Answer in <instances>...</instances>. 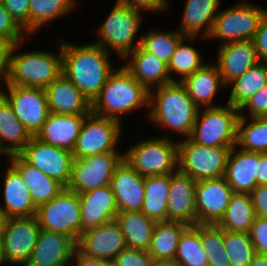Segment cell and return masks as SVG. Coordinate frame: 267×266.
Wrapping results in <instances>:
<instances>
[{
    "label": "cell",
    "instance_id": "40",
    "mask_svg": "<svg viewBox=\"0 0 267 266\" xmlns=\"http://www.w3.org/2000/svg\"><path fill=\"white\" fill-rule=\"evenodd\" d=\"M174 264L176 266H209L199 234V224L188 226L181 234Z\"/></svg>",
    "mask_w": 267,
    "mask_h": 266
},
{
    "label": "cell",
    "instance_id": "20",
    "mask_svg": "<svg viewBox=\"0 0 267 266\" xmlns=\"http://www.w3.org/2000/svg\"><path fill=\"white\" fill-rule=\"evenodd\" d=\"M144 179L124 159L116 167L110 185L119 212L141 211L145 194Z\"/></svg>",
    "mask_w": 267,
    "mask_h": 266
},
{
    "label": "cell",
    "instance_id": "5",
    "mask_svg": "<svg viewBox=\"0 0 267 266\" xmlns=\"http://www.w3.org/2000/svg\"><path fill=\"white\" fill-rule=\"evenodd\" d=\"M144 12L131 8L120 2H115L109 15L96 30V40L93 43L100 45L107 52L123 61L141 43L137 33L144 20Z\"/></svg>",
    "mask_w": 267,
    "mask_h": 266
},
{
    "label": "cell",
    "instance_id": "44",
    "mask_svg": "<svg viewBox=\"0 0 267 266\" xmlns=\"http://www.w3.org/2000/svg\"><path fill=\"white\" fill-rule=\"evenodd\" d=\"M0 36L7 39L12 45L27 41L28 34L13 19L0 0Z\"/></svg>",
    "mask_w": 267,
    "mask_h": 266
},
{
    "label": "cell",
    "instance_id": "18",
    "mask_svg": "<svg viewBox=\"0 0 267 266\" xmlns=\"http://www.w3.org/2000/svg\"><path fill=\"white\" fill-rule=\"evenodd\" d=\"M77 242L66 234L41 229L25 266H64L72 262Z\"/></svg>",
    "mask_w": 267,
    "mask_h": 266
},
{
    "label": "cell",
    "instance_id": "33",
    "mask_svg": "<svg viewBox=\"0 0 267 266\" xmlns=\"http://www.w3.org/2000/svg\"><path fill=\"white\" fill-rule=\"evenodd\" d=\"M144 201L141 212L155 222L167 221L170 174L145 176Z\"/></svg>",
    "mask_w": 267,
    "mask_h": 266
},
{
    "label": "cell",
    "instance_id": "24",
    "mask_svg": "<svg viewBox=\"0 0 267 266\" xmlns=\"http://www.w3.org/2000/svg\"><path fill=\"white\" fill-rule=\"evenodd\" d=\"M2 173V196L3 203L0 206L4 209L8 218L35 216L36 207L32 201L29 187L23 181L19 172L10 164Z\"/></svg>",
    "mask_w": 267,
    "mask_h": 266
},
{
    "label": "cell",
    "instance_id": "27",
    "mask_svg": "<svg viewBox=\"0 0 267 266\" xmlns=\"http://www.w3.org/2000/svg\"><path fill=\"white\" fill-rule=\"evenodd\" d=\"M259 152H249L236 145L229 151L225 179L234 193H251L258 185L256 174Z\"/></svg>",
    "mask_w": 267,
    "mask_h": 266
},
{
    "label": "cell",
    "instance_id": "2",
    "mask_svg": "<svg viewBox=\"0 0 267 266\" xmlns=\"http://www.w3.org/2000/svg\"><path fill=\"white\" fill-rule=\"evenodd\" d=\"M198 111L181 82H172L149 91V110L145 116L153 125L166 129L163 137L172 138L170 134L177 133L180 137L177 139H183L191 136Z\"/></svg>",
    "mask_w": 267,
    "mask_h": 266
},
{
    "label": "cell",
    "instance_id": "35",
    "mask_svg": "<svg viewBox=\"0 0 267 266\" xmlns=\"http://www.w3.org/2000/svg\"><path fill=\"white\" fill-rule=\"evenodd\" d=\"M267 84V63L258 62L243 75L232 80L227 86L230 95L226 103L240 108L250 97L258 93Z\"/></svg>",
    "mask_w": 267,
    "mask_h": 266
},
{
    "label": "cell",
    "instance_id": "32",
    "mask_svg": "<svg viewBox=\"0 0 267 266\" xmlns=\"http://www.w3.org/2000/svg\"><path fill=\"white\" fill-rule=\"evenodd\" d=\"M187 224L177 221L155 223L148 254L155 262L174 263L179 238Z\"/></svg>",
    "mask_w": 267,
    "mask_h": 266
},
{
    "label": "cell",
    "instance_id": "45",
    "mask_svg": "<svg viewBox=\"0 0 267 266\" xmlns=\"http://www.w3.org/2000/svg\"><path fill=\"white\" fill-rule=\"evenodd\" d=\"M13 19L30 37V0H1Z\"/></svg>",
    "mask_w": 267,
    "mask_h": 266
},
{
    "label": "cell",
    "instance_id": "25",
    "mask_svg": "<svg viewBox=\"0 0 267 266\" xmlns=\"http://www.w3.org/2000/svg\"><path fill=\"white\" fill-rule=\"evenodd\" d=\"M124 61L123 66L148 91L172 83L168 64L145 51L140 45Z\"/></svg>",
    "mask_w": 267,
    "mask_h": 266
},
{
    "label": "cell",
    "instance_id": "12",
    "mask_svg": "<svg viewBox=\"0 0 267 266\" xmlns=\"http://www.w3.org/2000/svg\"><path fill=\"white\" fill-rule=\"evenodd\" d=\"M124 159L122 152H106L74 159L67 189L82 194L111 184L116 167Z\"/></svg>",
    "mask_w": 267,
    "mask_h": 266
},
{
    "label": "cell",
    "instance_id": "17",
    "mask_svg": "<svg viewBox=\"0 0 267 266\" xmlns=\"http://www.w3.org/2000/svg\"><path fill=\"white\" fill-rule=\"evenodd\" d=\"M126 248L124 236L115 220L84 231L77 242V249L82 254L99 259L114 260Z\"/></svg>",
    "mask_w": 267,
    "mask_h": 266
},
{
    "label": "cell",
    "instance_id": "22",
    "mask_svg": "<svg viewBox=\"0 0 267 266\" xmlns=\"http://www.w3.org/2000/svg\"><path fill=\"white\" fill-rule=\"evenodd\" d=\"M81 235L84 231L115 220L119 212L111 185L79 194Z\"/></svg>",
    "mask_w": 267,
    "mask_h": 266
},
{
    "label": "cell",
    "instance_id": "43",
    "mask_svg": "<svg viewBox=\"0 0 267 266\" xmlns=\"http://www.w3.org/2000/svg\"><path fill=\"white\" fill-rule=\"evenodd\" d=\"M224 247L231 266H248L257 255L249 233L224 230Z\"/></svg>",
    "mask_w": 267,
    "mask_h": 266
},
{
    "label": "cell",
    "instance_id": "6",
    "mask_svg": "<svg viewBox=\"0 0 267 266\" xmlns=\"http://www.w3.org/2000/svg\"><path fill=\"white\" fill-rule=\"evenodd\" d=\"M153 136L135 141L124 151V160L141 176L167 175L178 171V140ZM174 139V140H173Z\"/></svg>",
    "mask_w": 267,
    "mask_h": 266
},
{
    "label": "cell",
    "instance_id": "46",
    "mask_svg": "<svg viewBox=\"0 0 267 266\" xmlns=\"http://www.w3.org/2000/svg\"><path fill=\"white\" fill-rule=\"evenodd\" d=\"M238 110L240 117L267 116V84L258 93L250 97Z\"/></svg>",
    "mask_w": 267,
    "mask_h": 266
},
{
    "label": "cell",
    "instance_id": "34",
    "mask_svg": "<svg viewBox=\"0 0 267 266\" xmlns=\"http://www.w3.org/2000/svg\"><path fill=\"white\" fill-rule=\"evenodd\" d=\"M32 136L0 94V143L10 155L19 154Z\"/></svg>",
    "mask_w": 267,
    "mask_h": 266
},
{
    "label": "cell",
    "instance_id": "7",
    "mask_svg": "<svg viewBox=\"0 0 267 266\" xmlns=\"http://www.w3.org/2000/svg\"><path fill=\"white\" fill-rule=\"evenodd\" d=\"M200 108L190 138L208 147H234L237 143L239 110L231 104Z\"/></svg>",
    "mask_w": 267,
    "mask_h": 266
},
{
    "label": "cell",
    "instance_id": "52",
    "mask_svg": "<svg viewBox=\"0 0 267 266\" xmlns=\"http://www.w3.org/2000/svg\"><path fill=\"white\" fill-rule=\"evenodd\" d=\"M72 261L75 266H115L114 260L86 256L78 249H76Z\"/></svg>",
    "mask_w": 267,
    "mask_h": 266
},
{
    "label": "cell",
    "instance_id": "50",
    "mask_svg": "<svg viewBox=\"0 0 267 266\" xmlns=\"http://www.w3.org/2000/svg\"><path fill=\"white\" fill-rule=\"evenodd\" d=\"M259 62L267 63V12L253 38Z\"/></svg>",
    "mask_w": 267,
    "mask_h": 266
},
{
    "label": "cell",
    "instance_id": "54",
    "mask_svg": "<svg viewBox=\"0 0 267 266\" xmlns=\"http://www.w3.org/2000/svg\"><path fill=\"white\" fill-rule=\"evenodd\" d=\"M257 185H267V153L259 152V163L256 174Z\"/></svg>",
    "mask_w": 267,
    "mask_h": 266
},
{
    "label": "cell",
    "instance_id": "10",
    "mask_svg": "<svg viewBox=\"0 0 267 266\" xmlns=\"http://www.w3.org/2000/svg\"><path fill=\"white\" fill-rule=\"evenodd\" d=\"M123 123L90 112L85 116L76 145L74 159L106 152H121L118 147L123 134ZM120 141V142H119Z\"/></svg>",
    "mask_w": 267,
    "mask_h": 266
},
{
    "label": "cell",
    "instance_id": "4",
    "mask_svg": "<svg viewBox=\"0 0 267 266\" xmlns=\"http://www.w3.org/2000/svg\"><path fill=\"white\" fill-rule=\"evenodd\" d=\"M140 109L149 110V91L123 65L110 74L91 103L92 113L120 123L124 115Z\"/></svg>",
    "mask_w": 267,
    "mask_h": 266
},
{
    "label": "cell",
    "instance_id": "31",
    "mask_svg": "<svg viewBox=\"0 0 267 266\" xmlns=\"http://www.w3.org/2000/svg\"><path fill=\"white\" fill-rule=\"evenodd\" d=\"M115 221L118 223L127 248L148 251L155 221L141 211L118 212Z\"/></svg>",
    "mask_w": 267,
    "mask_h": 266
},
{
    "label": "cell",
    "instance_id": "16",
    "mask_svg": "<svg viewBox=\"0 0 267 266\" xmlns=\"http://www.w3.org/2000/svg\"><path fill=\"white\" fill-rule=\"evenodd\" d=\"M233 193L224 176L198 180L195 188L197 224H217Z\"/></svg>",
    "mask_w": 267,
    "mask_h": 266
},
{
    "label": "cell",
    "instance_id": "41",
    "mask_svg": "<svg viewBox=\"0 0 267 266\" xmlns=\"http://www.w3.org/2000/svg\"><path fill=\"white\" fill-rule=\"evenodd\" d=\"M185 36L178 30L149 29L141 34L140 46L158 59L169 63L177 45Z\"/></svg>",
    "mask_w": 267,
    "mask_h": 266
},
{
    "label": "cell",
    "instance_id": "3",
    "mask_svg": "<svg viewBox=\"0 0 267 266\" xmlns=\"http://www.w3.org/2000/svg\"><path fill=\"white\" fill-rule=\"evenodd\" d=\"M25 42L11 46L7 69L0 78L8 85L45 89L63 74L62 38L56 42V52L43 49L22 52Z\"/></svg>",
    "mask_w": 267,
    "mask_h": 266
},
{
    "label": "cell",
    "instance_id": "8",
    "mask_svg": "<svg viewBox=\"0 0 267 266\" xmlns=\"http://www.w3.org/2000/svg\"><path fill=\"white\" fill-rule=\"evenodd\" d=\"M267 12V7L253 4L248 0H241L237 4L219 9L208 40L218 39L220 45L253 40L260 22Z\"/></svg>",
    "mask_w": 267,
    "mask_h": 266
},
{
    "label": "cell",
    "instance_id": "58",
    "mask_svg": "<svg viewBox=\"0 0 267 266\" xmlns=\"http://www.w3.org/2000/svg\"><path fill=\"white\" fill-rule=\"evenodd\" d=\"M5 156V159L7 157L8 162H10L11 155L8 153V151L3 147V145L0 143V160L2 161V158ZM2 157V158H1ZM0 161V163H1Z\"/></svg>",
    "mask_w": 267,
    "mask_h": 266
},
{
    "label": "cell",
    "instance_id": "14",
    "mask_svg": "<svg viewBox=\"0 0 267 266\" xmlns=\"http://www.w3.org/2000/svg\"><path fill=\"white\" fill-rule=\"evenodd\" d=\"M19 155L27 163L67 187L74 160L72 151L43 143L32 136Z\"/></svg>",
    "mask_w": 267,
    "mask_h": 266
},
{
    "label": "cell",
    "instance_id": "57",
    "mask_svg": "<svg viewBox=\"0 0 267 266\" xmlns=\"http://www.w3.org/2000/svg\"><path fill=\"white\" fill-rule=\"evenodd\" d=\"M7 219H8V217H7L4 209L0 206V234H2V232L5 228Z\"/></svg>",
    "mask_w": 267,
    "mask_h": 266
},
{
    "label": "cell",
    "instance_id": "23",
    "mask_svg": "<svg viewBox=\"0 0 267 266\" xmlns=\"http://www.w3.org/2000/svg\"><path fill=\"white\" fill-rule=\"evenodd\" d=\"M181 84L186 88L187 94L200 108L221 106L216 104L217 94L220 90L225 91L226 85L223 83L219 68L213 61H207L194 74L185 78Z\"/></svg>",
    "mask_w": 267,
    "mask_h": 266
},
{
    "label": "cell",
    "instance_id": "11",
    "mask_svg": "<svg viewBox=\"0 0 267 266\" xmlns=\"http://www.w3.org/2000/svg\"><path fill=\"white\" fill-rule=\"evenodd\" d=\"M35 217L41 229L66 234L76 242L81 236L79 194L66 187L50 202L37 207Z\"/></svg>",
    "mask_w": 267,
    "mask_h": 266
},
{
    "label": "cell",
    "instance_id": "28",
    "mask_svg": "<svg viewBox=\"0 0 267 266\" xmlns=\"http://www.w3.org/2000/svg\"><path fill=\"white\" fill-rule=\"evenodd\" d=\"M222 0H185L181 23L177 28L184 36L207 40Z\"/></svg>",
    "mask_w": 267,
    "mask_h": 266
},
{
    "label": "cell",
    "instance_id": "53",
    "mask_svg": "<svg viewBox=\"0 0 267 266\" xmlns=\"http://www.w3.org/2000/svg\"><path fill=\"white\" fill-rule=\"evenodd\" d=\"M12 44L0 36V77L5 73L8 66L9 51Z\"/></svg>",
    "mask_w": 267,
    "mask_h": 266
},
{
    "label": "cell",
    "instance_id": "48",
    "mask_svg": "<svg viewBox=\"0 0 267 266\" xmlns=\"http://www.w3.org/2000/svg\"><path fill=\"white\" fill-rule=\"evenodd\" d=\"M249 236L256 254L267 256V219L256 216Z\"/></svg>",
    "mask_w": 267,
    "mask_h": 266
},
{
    "label": "cell",
    "instance_id": "60",
    "mask_svg": "<svg viewBox=\"0 0 267 266\" xmlns=\"http://www.w3.org/2000/svg\"><path fill=\"white\" fill-rule=\"evenodd\" d=\"M64 266H75V264H74L73 261H72V262H70V263H68V264H66V265H64Z\"/></svg>",
    "mask_w": 267,
    "mask_h": 266
},
{
    "label": "cell",
    "instance_id": "1",
    "mask_svg": "<svg viewBox=\"0 0 267 266\" xmlns=\"http://www.w3.org/2000/svg\"><path fill=\"white\" fill-rule=\"evenodd\" d=\"M111 54L93 42L76 44L62 39L63 75L92 103L117 68Z\"/></svg>",
    "mask_w": 267,
    "mask_h": 266
},
{
    "label": "cell",
    "instance_id": "30",
    "mask_svg": "<svg viewBox=\"0 0 267 266\" xmlns=\"http://www.w3.org/2000/svg\"><path fill=\"white\" fill-rule=\"evenodd\" d=\"M9 163L19 172L25 184L29 187L36 208L50 202L65 189L63 184L27 163L19 154L11 155Z\"/></svg>",
    "mask_w": 267,
    "mask_h": 266
},
{
    "label": "cell",
    "instance_id": "55",
    "mask_svg": "<svg viewBox=\"0 0 267 266\" xmlns=\"http://www.w3.org/2000/svg\"><path fill=\"white\" fill-rule=\"evenodd\" d=\"M248 266H267V256L257 254Z\"/></svg>",
    "mask_w": 267,
    "mask_h": 266
},
{
    "label": "cell",
    "instance_id": "9",
    "mask_svg": "<svg viewBox=\"0 0 267 266\" xmlns=\"http://www.w3.org/2000/svg\"><path fill=\"white\" fill-rule=\"evenodd\" d=\"M232 147H208L190 137L178 140V170L193 180L225 175L226 161Z\"/></svg>",
    "mask_w": 267,
    "mask_h": 266
},
{
    "label": "cell",
    "instance_id": "29",
    "mask_svg": "<svg viewBox=\"0 0 267 266\" xmlns=\"http://www.w3.org/2000/svg\"><path fill=\"white\" fill-rule=\"evenodd\" d=\"M86 115L49 114L34 136L43 143L73 151Z\"/></svg>",
    "mask_w": 267,
    "mask_h": 266
},
{
    "label": "cell",
    "instance_id": "36",
    "mask_svg": "<svg viewBox=\"0 0 267 266\" xmlns=\"http://www.w3.org/2000/svg\"><path fill=\"white\" fill-rule=\"evenodd\" d=\"M197 39H199V37L185 36L177 45V48L168 63V72L172 82H182L206 63L202 51L192 46L194 45L193 42Z\"/></svg>",
    "mask_w": 267,
    "mask_h": 266
},
{
    "label": "cell",
    "instance_id": "15",
    "mask_svg": "<svg viewBox=\"0 0 267 266\" xmlns=\"http://www.w3.org/2000/svg\"><path fill=\"white\" fill-rule=\"evenodd\" d=\"M40 231L35 216L7 219L2 236L4 255L9 266H25L36 246Z\"/></svg>",
    "mask_w": 267,
    "mask_h": 266
},
{
    "label": "cell",
    "instance_id": "21",
    "mask_svg": "<svg viewBox=\"0 0 267 266\" xmlns=\"http://www.w3.org/2000/svg\"><path fill=\"white\" fill-rule=\"evenodd\" d=\"M218 46L215 63L226 86L259 62L253 40L235 41Z\"/></svg>",
    "mask_w": 267,
    "mask_h": 266
},
{
    "label": "cell",
    "instance_id": "51",
    "mask_svg": "<svg viewBox=\"0 0 267 266\" xmlns=\"http://www.w3.org/2000/svg\"><path fill=\"white\" fill-rule=\"evenodd\" d=\"M250 197L256 216L267 219V185H258Z\"/></svg>",
    "mask_w": 267,
    "mask_h": 266
},
{
    "label": "cell",
    "instance_id": "59",
    "mask_svg": "<svg viewBox=\"0 0 267 266\" xmlns=\"http://www.w3.org/2000/svg\"><path fill=\"white\" fill-rule=\"evenodd\" d=\"M153 266H176L171 262H154Z\"/></svg>",
    "mask_w": 267,
    "mask_h": 266
},
{
    "label": "cell",
    "instance_id": "37",
    "mask_svg": "<svg viewBox=\"0 0 267 266\" xmlns=\"http://www.w3.org/2000/svg\"><path fill=\"white\" fill-rule=\"evenodd\" d=\"M256 218L249 193H233L223 217L217 223L223 230L249 233Z\"/></svg>",
    "mask_w": 267,
    "mask_h": 266
},
{
    "label": "cell",
    "instance_id": "56",
    "mask_svg": "<svg viewBox=\"0 0 267 266\" xmlns=\"http://www.w3.org/2000/svg\"><path fill=\"white\" fill-rule=\"evenodd\" d=\"M0 266H8L4 255V244H3V236L0 234Z\"/></svg>",
    "mask_w": 267,
    "mask_h": 266
},
{
    "label": "cell",
    "instance_id": "13",
    "mask_svg": "<svg viewBox=\"0 0 267 266\" xmlns=\"http://www.w3.org/2000/svg\"><path fill=\"white\" fill-rule=\"evenodd\" d=\"M0 94L9 102L24 128L35 136L50 114L45 90L8 85L0 78Z\"/></svg>",
    "mask_w": 267,
    "mask_h": 266
},
{
    "label": "cell",
    "instance_id": "39",
    "mask_svg": "<svg viewBox=\"0 0 267 266\" xmlns=\"http://www.w3.org/2000/svg\"><path fill=\"white\" fill-rule=\"evenodd\" d=\"M236 146L249 152L267 153V116L240 117Z\"/></svg>",
    "mask_w": 267,
    "mask_h": 266
},
{
    "label": "cell",
    "instance_id": "49",
    "mask_svg": "<svg viewBox=\"0 0 267 266\" xmlns=\"http://www.w3.org/2000/svg\"><path fill=\"white\" fill-rule=\"evenodd\" d=\"M117 2L124 3L131 8L137 9L142 12H151V14L157 12L169 11L170 3L168 0H116Z\"/></svg>",
    "mask_w": 267,
    "mask_h": 266
},
{
    "label": "cell",
    "instance_id": "26",
    "mask_svg": "<svg viewBox=\"0 0 267 266\" xmlns=\"http://www.w3.org/2000/svg\"><path fill=\"white\" fill-rule=\"evenodd\" d=\"M44 90L51 113L88 115L91 112V103L63 74Z\"/></svg>",
    "mask_w": 267,
    "mask_h": 266
},
{
    "label": "cell",
    "instance_id": "38",
    "mask_svg": "<svg viewBox=\"0 0 267 266\" xmlns=\"http://www.w3.org/2000/svg\"><path fill=\"white\" fill-rule=\"evenodd\" d=\"M77 2V0H30V37L51 21L72 13L77 7Z\"/></svg>",
    "mask_w": 267,
    "mask_h": 266
},
{
    "label": "cell",
    "instance_id": "47",
    "mask_svg": "<svg viewBox=\"0 0 267 266\" xmlns=\"http://www.w3.org/2000/svg\"><path fill=\"white\" fill-rule=\"evenodd\" d=\"M155 260L150 257L148 251L126 248L115 258V266H153Z\"/></svg>",
    "mask_w": 267,
    "mask_h": 266
},
{
    "label": "cell",
    "instance_id": "19",
    "mask_svg": "<svg viewBox=\"0 0 267 266\" xmlns=\"http://www.w3.org/2000/svg\"><path fill=\"white\" fill-rule=\"evenodd\" d=\"M197 181L179 170L170 173L167 202V221H177L194 226L197 224L195 188Z\"/></svg>",
    "mask_w": 267,
    "mask_h": 266
},
{
    "label": "cell",
    "instance_id": "42",
    "mask_svg": "<svg viewBox=\"0 0 267 266\" xmlns=\"http://www.w3.org/2000/svg\"><path fill=\"white\" fill-rule=\"evenodd\" d=\"M199 234L209 266H231L224 247V230L217 224H199Z\"/></svg>",
    "mask_w": 267,
    "mask_h": 266
}]
</instances>
